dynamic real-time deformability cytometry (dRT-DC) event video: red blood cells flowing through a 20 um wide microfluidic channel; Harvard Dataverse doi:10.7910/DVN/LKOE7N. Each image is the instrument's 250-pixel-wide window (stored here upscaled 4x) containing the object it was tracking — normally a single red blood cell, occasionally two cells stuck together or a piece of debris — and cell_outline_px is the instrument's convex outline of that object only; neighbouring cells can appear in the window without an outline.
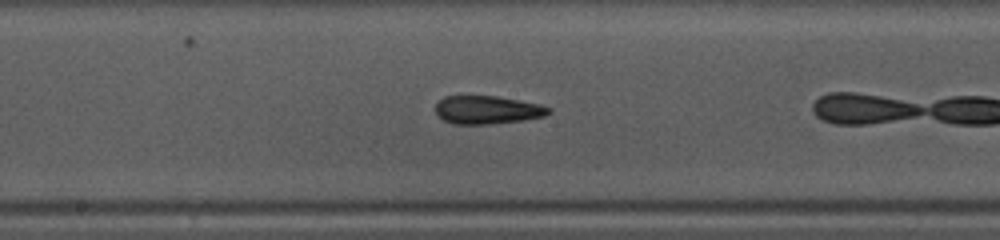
{"species": "common noctule bat (a hibernating species)", "species_latin": "Nyctalus noctula", "temperature_condition": "warm", "stored_images_in_passage": 15, "camera_frame_rate_fps": 3000, "um_per_image_px": 0.085, "animal": {"sex": "female", "body_mass_g": 10.0, "forearm_length_mm": 53.1}, "frame": {"image": 1, "passage_image": 11, "time_ms": 3.333, "image_size_px": [1000, 240], "cell_outline_px": [[552, 112], [544, 116], [524, 120], [488, 124], [452, 124], [444, 120], [436, 112], [436, 104], [444, 96], [496, 96], [540, 104], [552, 108]], "centroid_in_image_um": [41.45, 9.34], "position_along_channel_um": 206.8, "area_um2": 18.55}}